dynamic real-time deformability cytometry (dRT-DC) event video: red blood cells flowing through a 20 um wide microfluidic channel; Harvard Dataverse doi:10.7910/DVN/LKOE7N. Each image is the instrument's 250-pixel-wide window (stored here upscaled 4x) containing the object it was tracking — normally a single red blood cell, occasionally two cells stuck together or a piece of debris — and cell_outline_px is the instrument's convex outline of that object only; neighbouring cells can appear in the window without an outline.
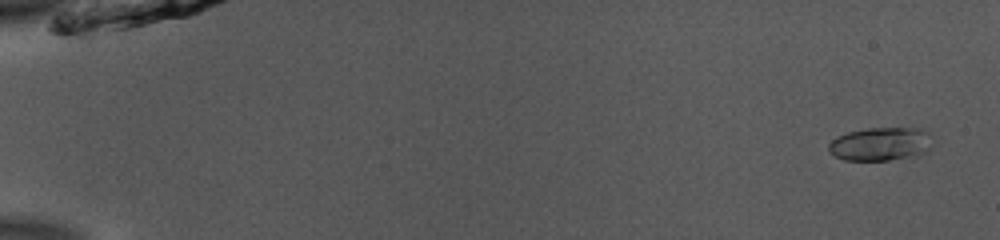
{"species": "common noctule bat (a hibernating species)", "species_latin": "Nyctalus noctula", "temperature_condition": "room temperature", "stored_images_in_passage": 53, "camera_frame_rate_fps": 3000, "um_per_image_px": 0.085, "animal": {"sex": "male", "body_mass_g": 13.0, "forearm_length_mm": 53.1}, "frame": {"image": 1, "passage_image": 3, "time_ms": 0.667, "image_size_px": [1000, 240], "cell_outline_px": [[932, 148], [916, 156], [888, 160], [844, 160], [828, 152], [828, 144], [832, 140], [848, 132], [868, 128], [920, 128], [924, 132]], "centroid_in_image_um": [74.79, 12.25], "position_along_channel_um": 10.2, "area_um2": 19.88}}
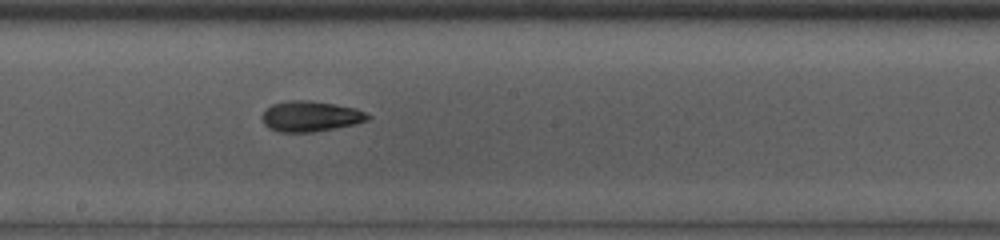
{"frame": {"image": 2, "passage_image": 31, "time_ms": 10.0, "image_size_px": [1000, 240], "cell_outline_px": [[372, 116], [368, 120], [356, 124], [312, 132], [280, 132], [268, 128], [264, 124], [260, 116], [272, 104], [288, 100], [308, 100], [356, 108]], "centroid_in_image_um": [26.38, 9.89], "position_along_channel_um": 221.8, "area_um2": 18.79}}
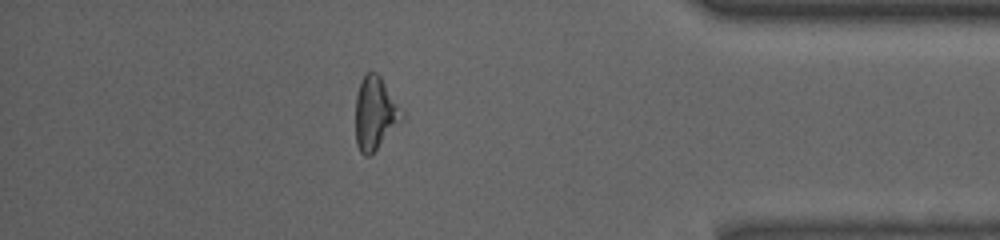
{"frame": {"image": 3, "passage_image": 47, "time_ms": 15.333, "image_size_px": [1000, 240], "cell_outline_px": [[404, 120], [368, 156], [364, 156], [360, 152], [356, 144], [356, 96], [360, 84], [364, 76], [368, 72], [376, 72], [380, 76], [404, 112]], "centroid_in_image_um": [31.9, 9.64], "position_along_channel_um": 403.3, "area_um2": 19.48}, "authors_computed_cell_mechanics": {"area_um2": 18.7272, "velocity_mm_per_s": 3.9083, "shape_relaxation_time_tau1_ms": 3.2949, "shape_relaxation_time_tau2_ms": 3.1837, "deformation_change_tau1": 0.1291, "deformation_change_tau2": 0.1234}}